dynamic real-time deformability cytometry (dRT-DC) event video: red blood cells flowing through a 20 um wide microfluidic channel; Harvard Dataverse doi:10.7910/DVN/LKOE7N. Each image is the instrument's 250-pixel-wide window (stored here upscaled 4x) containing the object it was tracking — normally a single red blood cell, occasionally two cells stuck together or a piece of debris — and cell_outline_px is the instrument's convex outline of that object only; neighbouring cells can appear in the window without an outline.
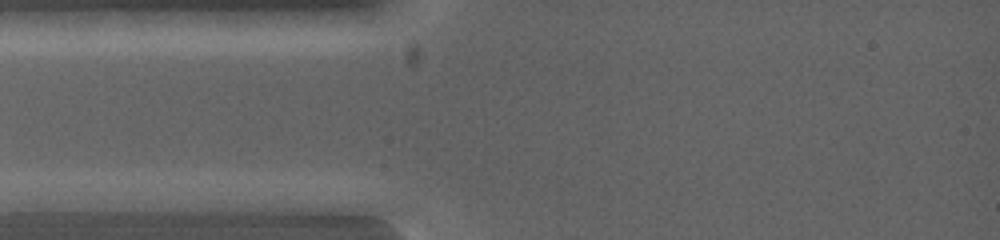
{"species": "common noctule bat (a hibernating species)", "species_latin": "Nyctalus noctula", "temperature_condition": "warm", "stored_images_in_passage": 3, "camera_frame_rate_fps": 5000, "um_per_image_px": 0.085, "animal": {"sex": "female", "body_mass_g": 19.0, "forearm_length_mm": 53.3}, "frame": {"image": 1, "passage_image": 1, "time_ms": 0.0, "image_size_px": [1000, 240], "cell_outline_px": [[116, 204], [112, 212], [16, 212], [12, 200], [40, 192], [104, 192], [116, 200]], "centroid_in_image_um": [5.57, 17.21], "position_along_channel_um": 79.4, "area_um2": 13.58}}